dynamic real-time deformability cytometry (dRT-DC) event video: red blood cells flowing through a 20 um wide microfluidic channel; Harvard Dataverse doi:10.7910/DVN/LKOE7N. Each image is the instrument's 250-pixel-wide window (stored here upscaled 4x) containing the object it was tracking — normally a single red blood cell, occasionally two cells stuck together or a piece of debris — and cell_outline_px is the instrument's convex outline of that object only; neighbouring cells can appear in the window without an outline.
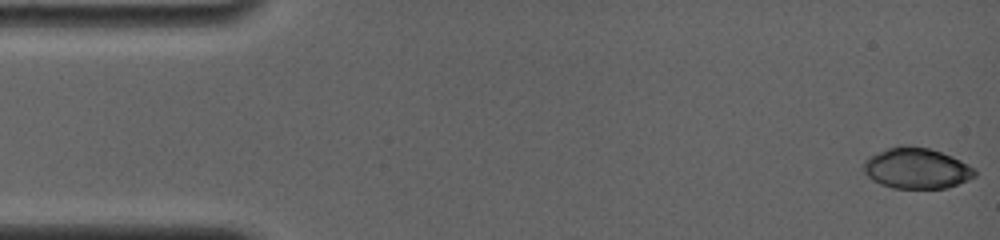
{"species": "common noctule bat (a hibernating species)", "species_latin": "Nyctalus noctula", "temperature_condition": "room temperature", "stored_images_in_passage": 20, "camera_frame_rate_fps": 4000, "um_per_image_px": 0.085, "animal": {"sex": "female", "body_mass_g": 19.0, "forearm_length_mm": 56.7}, "frame": {"image": 1, "passage_image": 1, "time_ms": 0.0, "image_size_px": [1000, 240], "cell_outline_px": [[976, 176], [968, 180], [944, 188], [892, 188], [880, 184], [872, 180], [864, 172], [864, 160], [868, 156], [888, 148], [900, 144], [904, 144], [928, 148], [952, 156], [976, 168]], "centroid_in_image_um": [77.9, 14.29], "position_along_channel_um": 7.1, "area_um2": 26.53}}
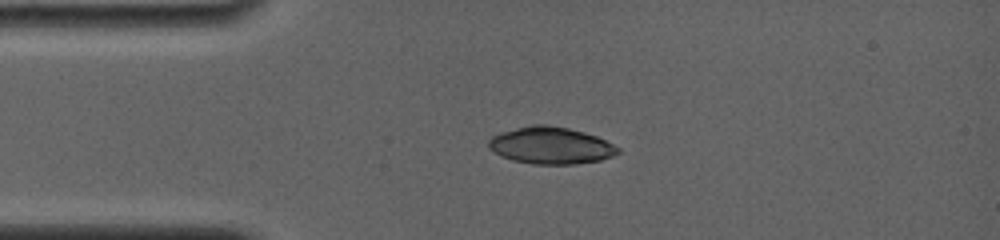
{"frame": {"image": 2, "passage_image": 17, "time_ms": 3.5, "image_size_px": [1000, 240], "cell_outline_px": [[620, 152], [612, 156], [600, 160], [576, 164], [532, 164], [512, 160], [488, 148], [488, 140], [492, 136], [500, 132], [532, 124], [548, 124], [568, 128], [584, 132], [596, 136], [620, 148]], "centroid_in_image_um": [46.81, 12.36], "position_along_channel_um": 38.2, "area_um2": 27.8}}